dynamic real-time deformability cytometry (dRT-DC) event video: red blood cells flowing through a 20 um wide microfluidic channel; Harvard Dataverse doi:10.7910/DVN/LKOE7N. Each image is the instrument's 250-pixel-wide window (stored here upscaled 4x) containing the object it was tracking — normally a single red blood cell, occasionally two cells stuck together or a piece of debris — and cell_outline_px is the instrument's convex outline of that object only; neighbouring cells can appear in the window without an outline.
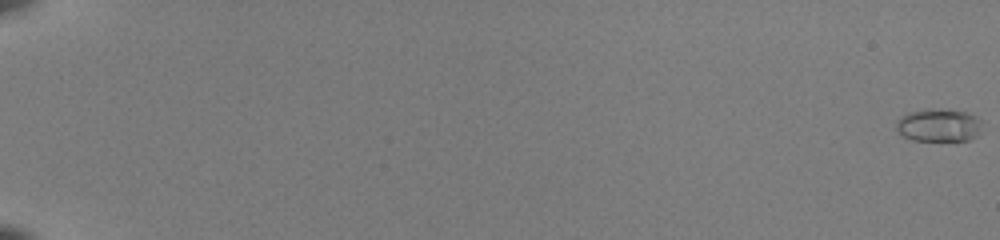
{"species": "common noctule bat (a hibernating species)", "species_latin": "Nyctalus noctula", "temperature_condition": "room temperature", "stored_images_in_passage": 55, "camera_frame_rate_fps": 3000, "um_per_image_px": 0.085, "animal": {"sex": "female", "body_mass_g": 22.0, "forearm_length_mm": 56.7}, "frame": {"image": 1, "passage_image": 1, "time_ms": 0.0, "image_size_px": [1000, 240], "cell_outline_px": [[980, 120], [976, 136], [968, 140], [912, 140], [904, 136], [896, 128], [896, 120], [900, 116], [908, 112], [928, 108], [940, 108], [968, 112], [976, 116]], "centroid_in_image_um": [79.74, 10.61], "position_along_channel_um": 5.3, "area_um2": 16.42}}
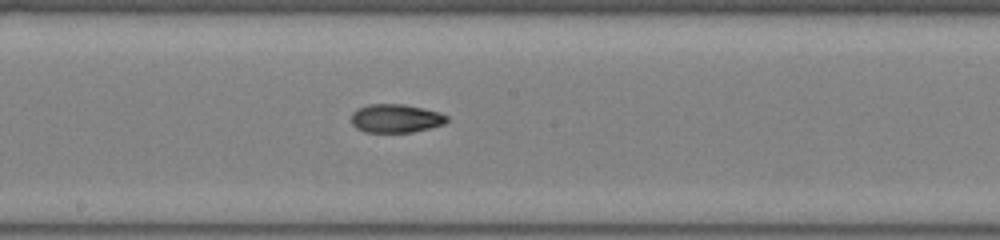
{"frame": {"image": 2, "passage_image": 34, "time_ms": 11.0, "image_size_px": [1000, 240], "cell_outline_px": [[448, 120], [444, 124], [412, 132], [364, 132], [356, 128], [352, 124], [352, 112], [356, 108], [368, 104], [404, 104], [424, 108], [440, 112], [448, 116]], "centroid_in_image_um": [33.63, 10.05], "position_along_channel_um": 214.6, "area_um2": 16.01}}
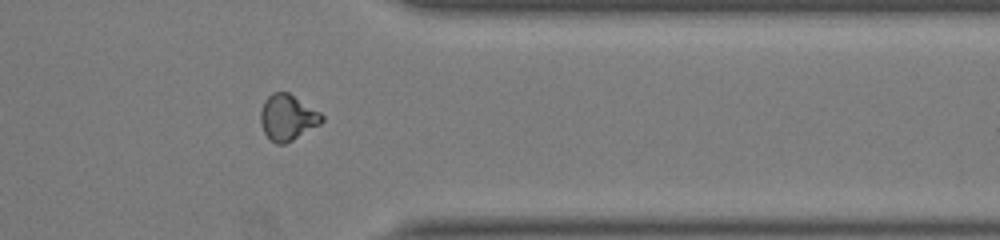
{"frame": {"image": 3, "passage_image": 47, "time_ms": 15.333, "image_size_px": [1000, 240], "cell_outline_px": [[324, 120], [320, 124], [292, 140], [284, 144], [276, 144], [264, 132], [260, 124], [260, 112], [264, 100], [272, 92], [288, 92], [320, 112], [324, 116]], "centroid_in_image_um": [24.43, 9.97], "position_along_channel_um": 387.0, "area_um2": 16.3}, "authors_computed_cell_mechanics": {"area_um2": 15.9528, "velocity_mm_per_s": 4.0344, "shape_relaxation_time_tau1_ms": 10.9143, "shape_relaxation_time_tau2_ms": 1.4302, "deformation_change_tau1": 0.2942, "deformation_change_tau2": 0.0698}}